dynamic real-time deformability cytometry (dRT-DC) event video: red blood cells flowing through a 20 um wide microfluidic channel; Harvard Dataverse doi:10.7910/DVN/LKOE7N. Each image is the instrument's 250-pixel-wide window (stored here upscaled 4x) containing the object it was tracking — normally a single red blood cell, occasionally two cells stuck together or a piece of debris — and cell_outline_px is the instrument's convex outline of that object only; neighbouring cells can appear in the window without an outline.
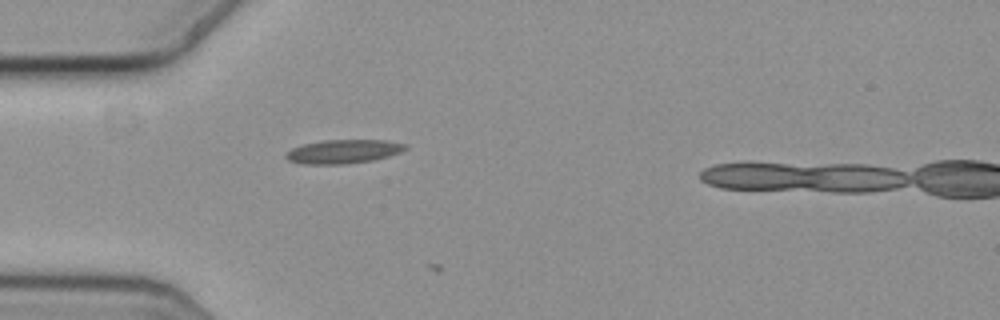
{"species": "common noctule bat (a hibernating species)", "species_latin": "Nyctalus noctula", "temperature_condition": "cold", "stored_images_in_passage": 32, "camera_frame_rate_fps": 3000, "um_per_image_px": 0.085, "animal": {"sex": "female", "body_mass_g": 19.3, "forearm_length_mm": 54.1}, "frame": {"image": 1, "passage_image": 1, "time_ms": 0.0, "image_size_px": [1000, 320], "cell_outline_px": [[408, 148], [400, 152], [388, 156], [372, 160], [348, 164], [300, 164], [288, 160], [284, 156], [284, 152], [292, 148], [304, 144], [324, 140], [384, 140], [408, 144]], "centroid_in_image_um": [29.16, 12.88], "position_along_channel_um": 55.8, "area_um2": 16.7}}
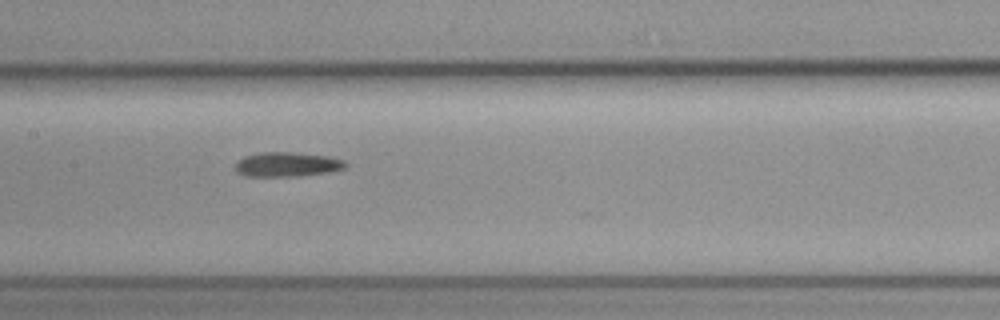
{"frame": {"image": 2, "passage_image": 12, "time_ms": 3.667, "image_size_px": [1000, 320], "cell_outline_px": [[348, 164], [344, 168], [328, 172], [300, 176], [248, 176], [236, 172], [236, 164], [244, 156], [260, 152], [296, 152], [328, 156], [344, 160]], "centroid_in_image_um": [24.43, 13.97], "position_along_channel_um": 183.0, "area_um2": 15.72}}
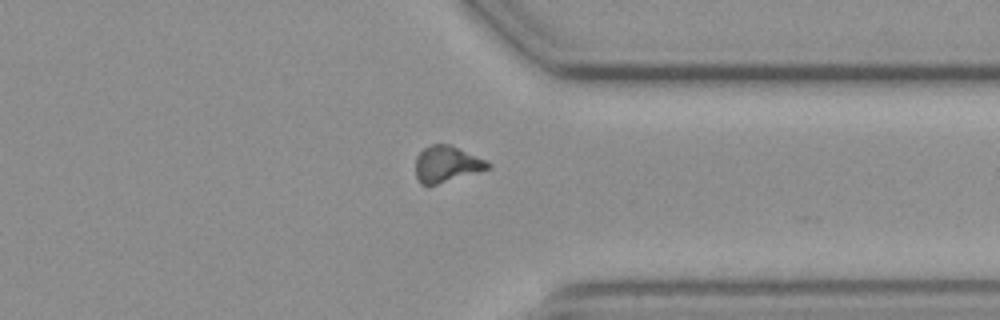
{"frame": {"image": 3, "passage_image": 28, "time_ms": 9.0, "image_size_px": [1000, 320], "cell_outline_px": [[492, 168], [436, 184], [420, 184], [416, 176], [416, 156], [424, 148], [432, 144], [452, 144], [488, 160], [492, 164]], "centroid_in_image_um": [38.02, 13.92], "position_along_channel_um": 373.4, "area_um2": 15.43}, "authors_computed_cell_mechanics": {"area_um2": 15.3748, "velocity_mm_per_s": 3.6271, "shape_relaxation_time_tau1_ms": 3.7286, "shape_relaxation_time_tau2_ms": null, "deformation_change_tau1": 0.0912, "deformation_change_tau2": null}}